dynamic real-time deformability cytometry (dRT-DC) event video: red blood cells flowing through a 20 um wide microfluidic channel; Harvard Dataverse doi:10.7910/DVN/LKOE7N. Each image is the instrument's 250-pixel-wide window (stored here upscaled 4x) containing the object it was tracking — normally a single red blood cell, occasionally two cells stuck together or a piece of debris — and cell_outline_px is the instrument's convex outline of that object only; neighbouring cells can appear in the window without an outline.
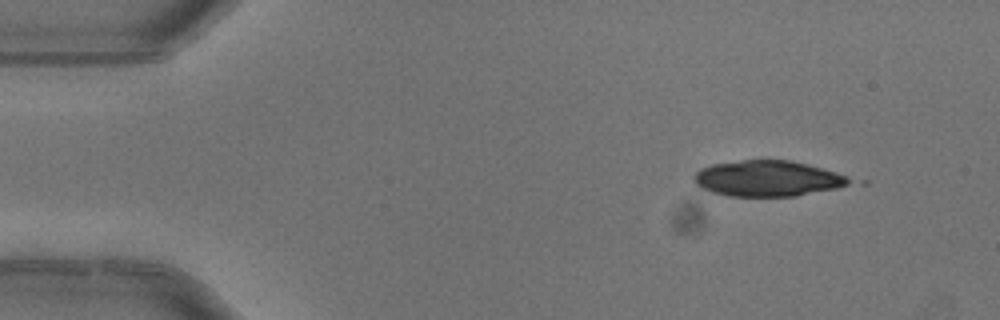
{"species": "common noctule bat (a hibernating species)", "species_latin": "Nyctalus noctula", "temperature_condition": "warm", "stored_images_in_passage": 2, "camera_frame_rate_fps": 3000, "um_per_image_px": 0.085, "animal": {"sex": "female"}, "frame": {"image": 1, "passage_image": 1, "time_ms": 0.0, "image_size_px": [1000, 320], "cell_outline_px": [[868, 184], [796, 196], [728, 196], [712, 192], [700, 188], [696, 184], [692, 176], [700, 168], [712, 164], [764, 156], [792, 160], [808, 164], [868, 180]], "centroid_in_image_um": [65.53, 15.14], "position_along_channel_um": 19.5, "area_um2": 34.91}}